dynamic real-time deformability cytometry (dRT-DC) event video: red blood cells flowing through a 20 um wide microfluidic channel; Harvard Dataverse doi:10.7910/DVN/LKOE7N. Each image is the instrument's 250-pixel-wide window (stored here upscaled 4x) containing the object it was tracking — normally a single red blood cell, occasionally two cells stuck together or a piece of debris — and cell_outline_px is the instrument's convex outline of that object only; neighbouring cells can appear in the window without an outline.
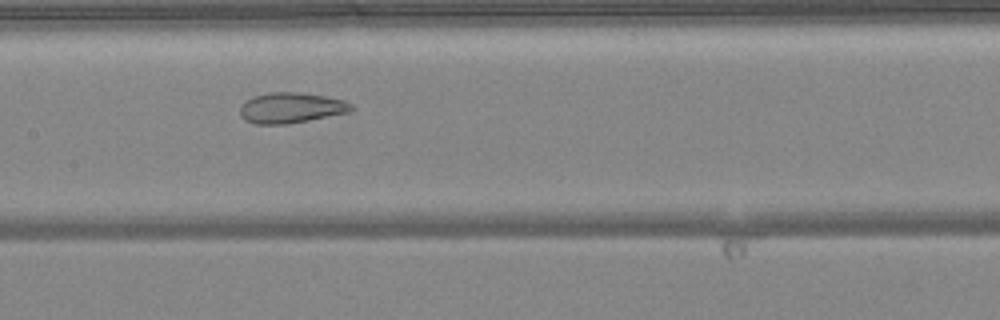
{"species": "common noctule bat (a hibernating species)", "species_latin": "Nyctalus noctula", "temperature_condition": "warm", "stored_images_in_passage": 49, "camera_frame_rate_fps": 3000, "um_per_image_px": 0.085, "animal": {"sex": "female", "body_mass_g": 24.6, "forearm_length_mm": 56.2}, "frame": {"image": 1, "passage_image": 24, "time_ms": 7.667, "image_size_px": [1000, 320], "cell_outline_px": [[356, 108], [348, 112], [288, 124], [256, 124], [244, 120], [240, 116], [240, 108], [248, 100], [256, 96], [272, 92], [296, 92], [324, 96], [344, 100], [352, 104]], "centroid_in_image_um": [24.76, 9.17], "position_along_channel_um": 182.6, "area_um2": 19.54}}
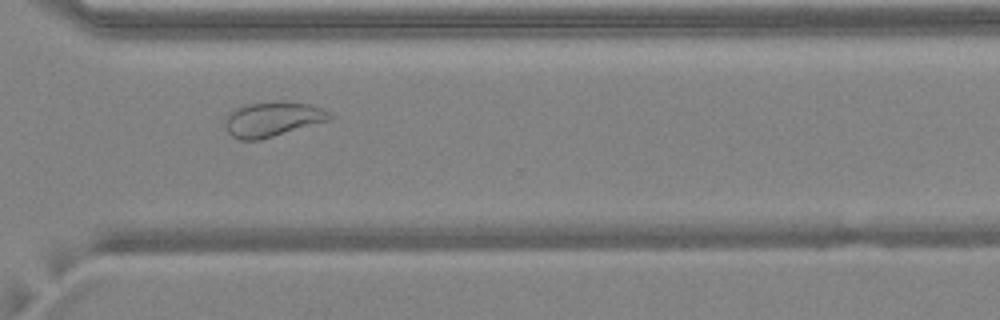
{"frame": {"image": 2, "passage_image": 36, "time_ms": 11.667, "image_size_px": [1000, 320], "cell_outline_px": [[332, 120], [260, 140], [240, 140], [232, 136], [228, 132], [224, 124], [224, 120], [236, 108], [248, 104], [280, 100], [308, 104], [324, 108], [332, 116]], "centroid_in_image_um": [23.2, 10.13], "position_along_channel_um": 347.4, "area_um2": 21.39}}
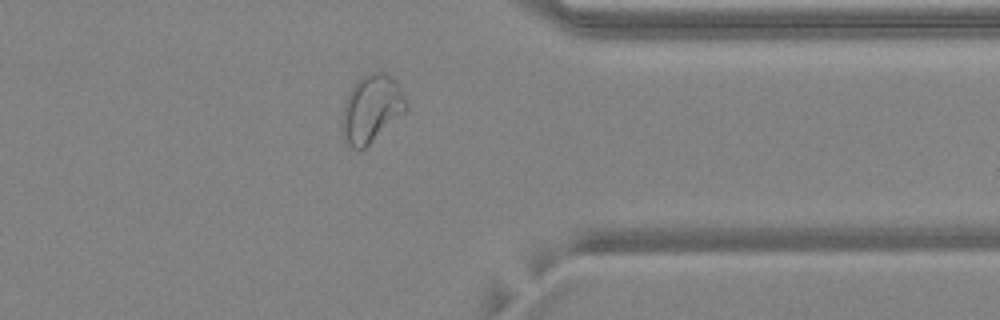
{"frame": {"image": 3, "passage_image": 39, "time_ms": 12.667, "image_size_px": [1000, 320], "cell_outline_px": [[408, 108], [404, 112], [364, 148], [352, 148], [344, 140], [340, 132], [340, 128], [344, 104], [348, 92], [360, 76], [368, 72], [384, 72], [392, 76], [396, 80], [408, 104]], "centroid_in_image_um": [31.54, 9.2], "position_along_channel_um": 379.9, "area_um2": 25.26}, "authors_computed_cell_mechanics": {"area_um2": 26.3568, "velocity_mm_per_s": 4.1259, "shape_relaxation_time_tau1_ms": null, "shape_relaxation_time_tau2_ms": 1.1658, "deformation_change_tau1": null, "deformation_change_tau2": 0.0542}}